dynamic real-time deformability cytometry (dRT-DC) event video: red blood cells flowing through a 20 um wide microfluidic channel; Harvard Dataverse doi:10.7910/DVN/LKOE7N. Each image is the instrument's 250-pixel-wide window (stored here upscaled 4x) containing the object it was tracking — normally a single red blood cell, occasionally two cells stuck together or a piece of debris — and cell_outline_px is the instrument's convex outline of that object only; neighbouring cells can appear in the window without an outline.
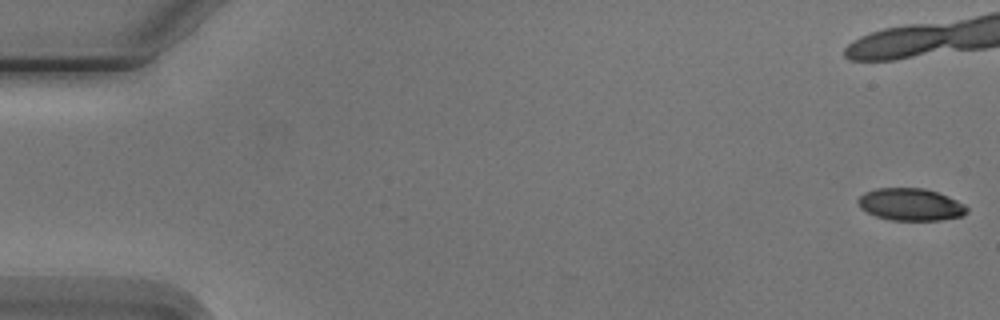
{"species": "Egyptian fruit bat (a non-hibernating species)", "species_latin": "Rousettus aegyptiacus", "temperature_condition": "cold", "stored_images_in_passage": 3, "camera_frame_rate_fps": 3000, "um_per_image_px": 0.085, "animal": {"sex": "male"}, "frame": {"image": 1, "passage_image": 1, "time_ms": 0.0, "image_size_px": [1000, 320], "cell_outline_px": [[968, 212], [960, 216], [940, 220], [892, 220], [876, 216], [860, 208], [856, 200], [864, 192], [876, 188], [924, 188], [948, 196], [964, 204], [968, 208]], "centroid_in_image_um": [77.38, 17.37], "position_along_channel_um": 7.6, "area_um2": 20.4}}